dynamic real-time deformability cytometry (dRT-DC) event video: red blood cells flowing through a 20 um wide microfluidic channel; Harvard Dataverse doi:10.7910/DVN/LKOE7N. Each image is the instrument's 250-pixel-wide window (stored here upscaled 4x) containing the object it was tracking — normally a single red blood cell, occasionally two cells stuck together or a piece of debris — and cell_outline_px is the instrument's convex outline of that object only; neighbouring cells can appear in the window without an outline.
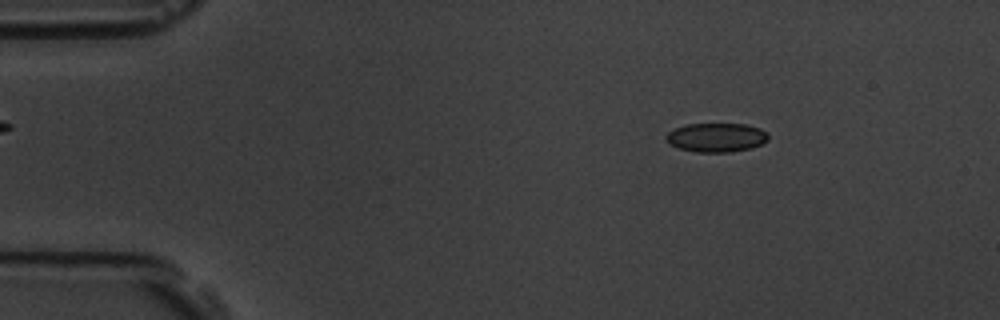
{"species": "common noctule bat (a hibernating species)", "species_latin": "Nyctalus noctula", "temperature_condition": "room temperature", "stored_images_in_passage": 57, "camera_frame_rate_fps": 3000, "um_per_image_px": 0.085, "animal": {"sex": "male", "body_mass_g": 19.5, "forearm_length_mm": 54.6}, "frame": {"image": 1, "passage_image": 8, "time_ms": 2.333, "image_size_px": [1000, 320], "cell_outline_px": [[768, 140], [760, 144], [748, 148], [728, 152], [696, 152], [680, 148], [668, 144], [664, 136], [668, 132], [684, 124], [744, 124], [760, 128], [768, 136]], "centroid_in_image_um": [60.83, 11.68], "position_along_channel_um": 24.2, "area_um2": 17.11}}
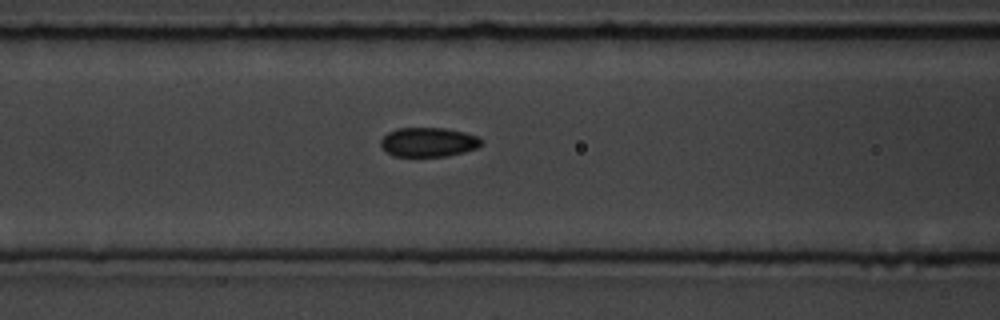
{"frame": {"image": 2, "passage_image": 23, "time_ms": 7.333, "image_size_px": [1000, 320], "cell_outline_px": [[484, 140], [476, 148], [464, 152], [448, 156], [392, 156], [380, 144], [380, 140], [388, 132], [396, 128], [444, 128], [464, 132], [480, 136]], "centroid_in_image_um": [36.43, 12.07], "position_along_channel_um": 130.2, "area_um2": 17.22}}
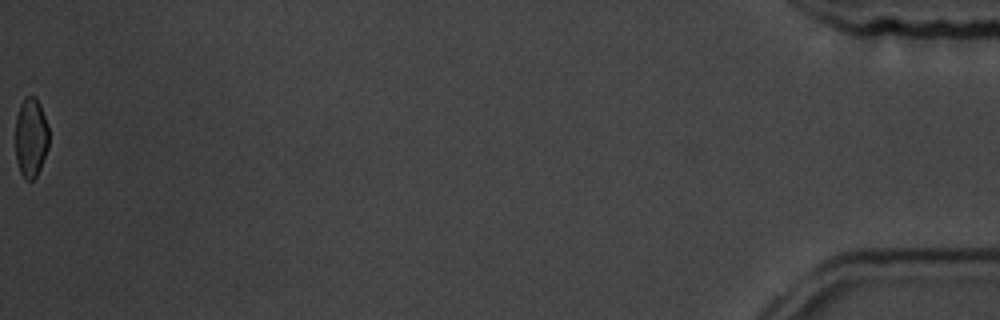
{"frame": {"image": 3, "passage_image": 57, "time_ms": 18.667, "image_size_px": [1000, 320], "cell_outline_px": [[48, 148], [40, 168], [36, 176], [32, 180], [28, 180], [20, 172], [16, 160], [16, 116], [20, 104], [24, 96], [36, 96], [40, 104], [48, 124]], "centroid_in_image_um": [2.63, 11.64], "position_along_channel_um": 432.6, "area_um2": 15.55}, "authors_computed_cell_mechanics": {"area_um2": 17.4556, "velocity_mm_per_s": 3.5828, "shape_relaxation_time_tau1_ms": 4.0872, "shape_relaxation_time_tau2_ms": null, "deformation_change_tau1": 0.093, "deformation_change_tau2": null}}